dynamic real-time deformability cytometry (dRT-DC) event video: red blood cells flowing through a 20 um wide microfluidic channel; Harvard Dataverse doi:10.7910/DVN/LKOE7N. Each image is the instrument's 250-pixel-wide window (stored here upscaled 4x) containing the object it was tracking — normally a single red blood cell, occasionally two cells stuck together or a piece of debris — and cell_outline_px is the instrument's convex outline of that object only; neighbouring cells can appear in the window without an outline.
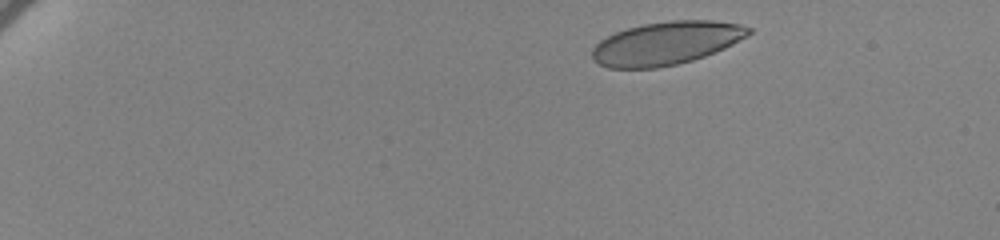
{"species": "human", "species_latin": "Homo sapiens", "temperature_condition": "cold", "stored_images_in_passage": 52, "camera_frame_rate_fps": 3000, "um_per_image_px": 0.085, "donor": {"sex": "female"}, "frame": {"image": 1, "passage_image": 1, "time_ms": 0.0, "image_size_px": [1000, 240], "cell_outline_px": [[752, 32], [748, 36], [724, 48], [704, 56], [692, 60], [676, 64], [656, 68], [608, 68], [592, 60], [592, 48], [600, 40], [616, 32], [628, 28], [644, 24], [672, 20], [712, 20], [740, 24], [752, 28]], "centroid_in_image_um": [56.63, 3.67], "position_along_channel_um": 28.4, "area_um2": 39.25}}
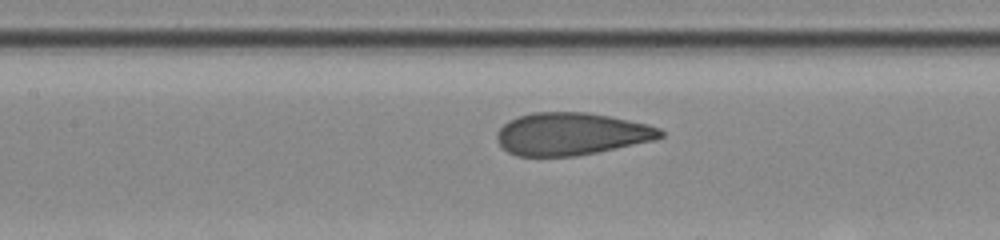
{"frame": {"image": 2, "passage_image": 23, "time_ms": 7.333, "image_size_px": [1000, 240], "cell_outline_px": [[664, 136], [656, 140], [576, 156], [516, 156], [508, 152], [496, 140], [496, 132], [508, 120], [532, 112], [588, 112], [648, 124], [660, 128], [664, 132]], "centroid_in_image_um": [48.56, 11.38], "position_along_channel_um": 158.8, "area_um2": 40.52}}
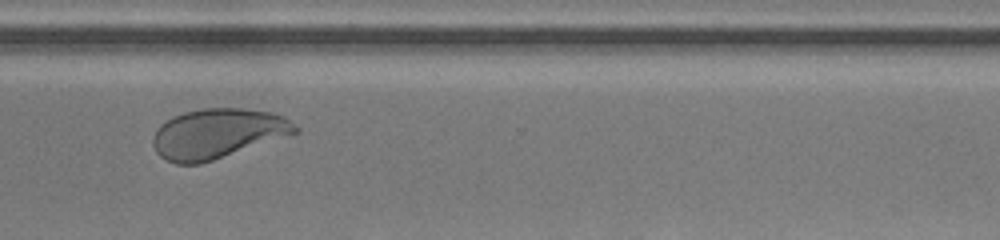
{"frame": {"image": 3, "passage_image": 40, "time_ms": 13.0, "image_size_px": [1000, 240], "cell_outline_px": [[300, 132], [200, 164], [176, 164], [160, 156], [156, 152], [152, 144], [152, 140], [156, 128], [160, 124], [172, 116], [184, 112], [204, 108], [244, 108], [272, 112], [284, 116], [296, 124], [300, 128]], "centroid_in_image_um": [18.5, 11.34], "position_along_channel_um": 352.1, "area_um2": 41.5}, "authors_computed_cell_mechanics": {"area_um2": 41.327, "velocity_mm_per_s": 3.4216, "shape_relaxation_time_tau1_ms": 4.929, "shape_relaxation_time_tau2_ms": null, "deformation_change_tau1": 0.1612, "deformation_change_tau2": null}}